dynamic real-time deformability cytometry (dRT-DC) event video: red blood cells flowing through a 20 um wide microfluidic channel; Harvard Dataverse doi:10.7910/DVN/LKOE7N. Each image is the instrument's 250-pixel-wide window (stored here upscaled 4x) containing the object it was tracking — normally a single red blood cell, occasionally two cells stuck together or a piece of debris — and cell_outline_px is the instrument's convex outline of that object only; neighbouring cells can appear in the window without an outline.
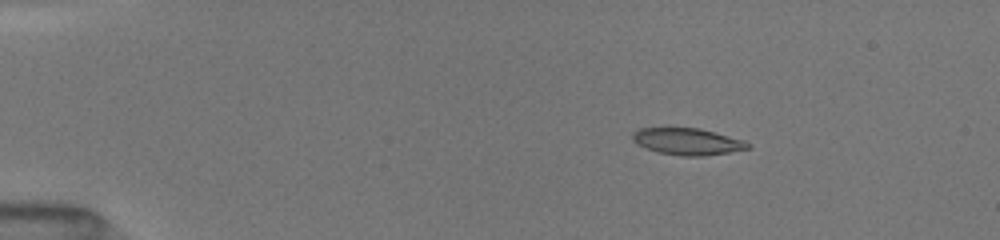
{"species": "common noctule bat (a hibernating species)", "species_latin": "Nyctalus noctula", "temperature_condition": "room temperature", "stored_images_in_passage": 24, "camera_frame_rate_fps": 3000, "um_per_image_px": 0.085, "animal": {"sex": "female", "body_mass_g": 19.5, "forearm_length_mm": 54.1}, "frame": {"image": 1, "passage_image": 7, "time_ms": 2.667, "image_size_px": [1000, 240], "cell_outline_px": [[752, 148], [704, 156], [680, 156], [656, 152], [636, 144], [632, 140], [632, 132], [640, 128], [700, 128], [744, 140]], "centroid_in_image_um": [58.4, 12.03], "position_along_channel_um": 26.6, "area_um2": 18.03}}
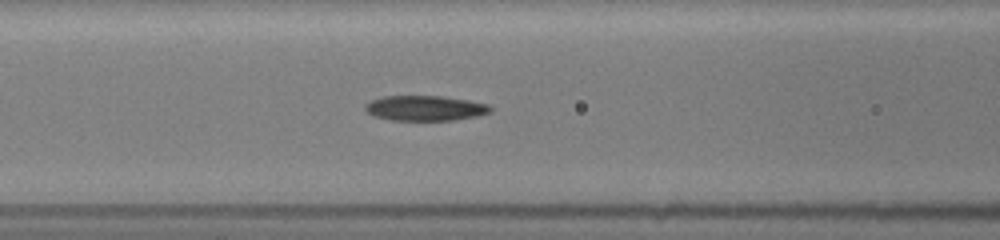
{"frame": {"image": 2, "passage_image": 18, "time_ms": 7.333, "image_size_px": [1000, 240], "cell_outline_px": [[492, 112], [476, 116], [452, 120], [388, 120], [376, 116], [368, 112], [364, 108], [364, 104], [372, 100], [384, 96], [440, 96], [468, 100], [488, 104], [492, 108]], "centroid_in_image_um": [36.14, 9.19], "position_along_channel_um": 130.5, "area_um2": 18.26}}
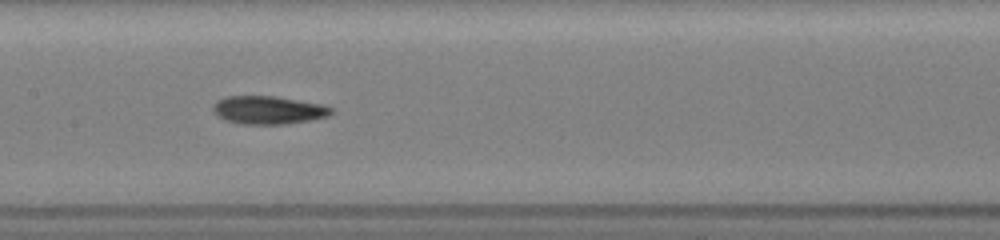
{"frame": {"image": 3, "passage_image": 23, "time_ms": 8.667, "image_size_px": [1000, 240], "cell_outline_px": [[332, 112], [328, 116], [308, 120], [284, 124], [244, 124], [224, 120], [212, 112], [212, 108], [216, 100], [228, 96], [276, 96], [320, 104], [332, 108]], "centroid_in_image_um": [22.75, 9.35], "position_along_channel_um": 184.7, "area_um2": 19.25}}